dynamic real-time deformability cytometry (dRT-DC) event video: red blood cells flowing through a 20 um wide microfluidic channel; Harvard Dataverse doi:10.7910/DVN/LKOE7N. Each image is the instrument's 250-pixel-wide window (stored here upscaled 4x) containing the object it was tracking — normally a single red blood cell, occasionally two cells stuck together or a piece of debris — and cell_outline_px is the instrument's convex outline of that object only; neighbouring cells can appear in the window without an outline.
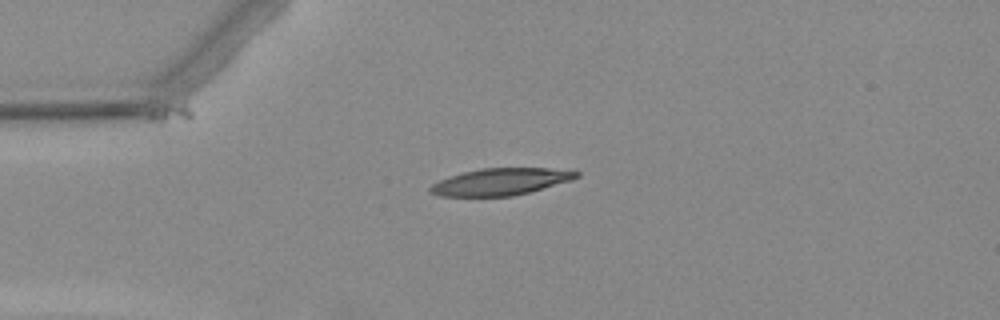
{"species": "Egyptian fruit bat (a non-hibernating species)", "species_latin": "Rousettus aegyptiacus", "temperature_condition": "warm", "stored_images_in_passage": 5, "camera_frame_rate_fps": 3000, "um_per_image_px": 0.085, "animal": {"sex": "female"}, "frame": {"image": 1, "passage_image": 1, "time_ms": 0.0, "image_size_px": [1000, 320], "cell_outline_px": [[580, 176], [572, 180], [528, 192], [512, 196], [440, 196], [428, 192], [428, 188], [432, 184], [448, 176], [480, 168], [548, 168], [580, 172]], "centroid_in_image_um": [42.52, 15.44], "position_along_channel_um": 42.5, "area_um2": 22.83}}
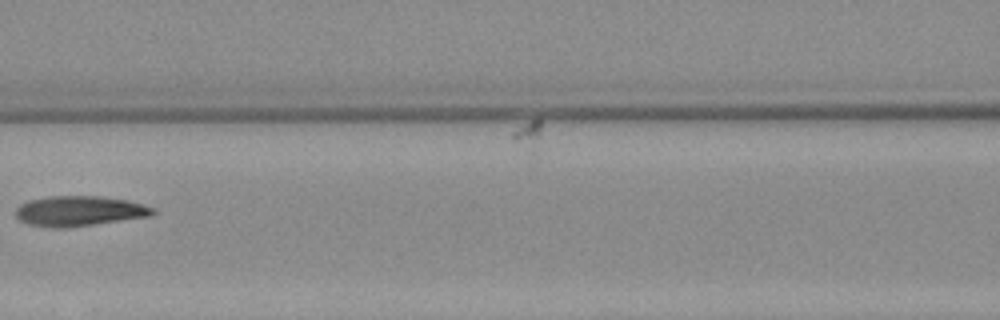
{"frame": {"image": 2, "passage_image": 4, "time_ms": 3.667, "image_size_px": [1000, 320], "cell_outline_px": [[156, 212], [148, 216], [92, 224], [28, 224], [20, 220], [16, 216], [16, 208], [20, 204], [28, 200], [48, 196], [100, 196], [128, 200], [156, 208]], "centroid_in_image_um": [6.79, 17.86], "position_along_channel_um": 159.8, "area_um2": 22.89}}